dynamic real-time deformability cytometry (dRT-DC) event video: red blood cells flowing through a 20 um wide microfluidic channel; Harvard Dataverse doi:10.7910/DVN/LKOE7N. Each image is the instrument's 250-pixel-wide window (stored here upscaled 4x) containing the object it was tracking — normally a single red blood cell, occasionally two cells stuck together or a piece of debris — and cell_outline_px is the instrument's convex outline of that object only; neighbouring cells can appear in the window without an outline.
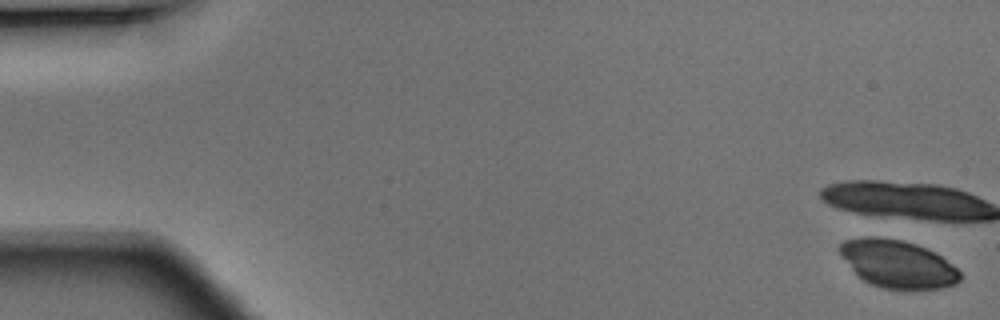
{"species": "Egyptian fruit bat (a non-hibernating species)", "species_latin": "Rousettus aegyptiacus", "temperature_condition": "warm", "stored_images_in_passage": 16, "camera_frame_rate_fps": 3000, "um_per_image_px": 0.085, "animal": {"sex": "male"}, "frame": {"image": 1, "passage_image": 1, "time_ms": 0.0, "image_size_px": [1000, 320], "cell_outline_px": [[960, 280], [956, 284], [940, 288], [884, 288], [872, 284], [864, 280], [852, 268], [840, 252], [840, 244], [844, 240], [864, 236], [876, 236], [900, 240], [916, 244], [940, 256], [956, 268], [960, 272]], "centroid_in_image_um": [76.3, 22.41], "position_along_channel_um": 8.7, "area_um2": 32.6}}